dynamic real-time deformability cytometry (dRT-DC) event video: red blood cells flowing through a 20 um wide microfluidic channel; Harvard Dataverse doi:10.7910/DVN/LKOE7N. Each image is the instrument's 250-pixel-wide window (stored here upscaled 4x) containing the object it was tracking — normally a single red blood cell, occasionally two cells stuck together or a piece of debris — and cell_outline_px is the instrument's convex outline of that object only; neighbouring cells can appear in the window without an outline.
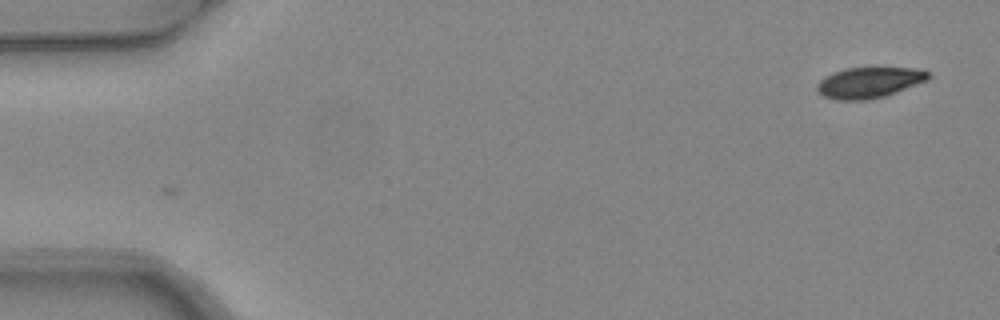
{"species": "common noctule bat (a hibernating species)", "species_latin": "Nyctalus noctula", "temperature_condition": "warm", "stored_images_in_passage": 2, "camera_frame_rate_fps": 3000, "um_per_image_px": 0.085, "animal": {"sex": "female", "body_mass_g": 24.6, "forearm_length_mm": 56.2}, "frame": {"image": 1, "passage_image": 2, "time_ms": 0.333, "image_size_px": [1000, 320], "cell_outline_px": [[932, 76], [928, 80], [896, 92], [884, 96], [868, 100], [832, 100], [824, 96], [816, 88], [816, 84], [824, 76], [832, 72], [844, 68], [912, 68], [928, 72]], "centroid_in_image_um": [73.84, 7.02], "position_along_channel_um": 11.2, "area_um2": 20.0}}